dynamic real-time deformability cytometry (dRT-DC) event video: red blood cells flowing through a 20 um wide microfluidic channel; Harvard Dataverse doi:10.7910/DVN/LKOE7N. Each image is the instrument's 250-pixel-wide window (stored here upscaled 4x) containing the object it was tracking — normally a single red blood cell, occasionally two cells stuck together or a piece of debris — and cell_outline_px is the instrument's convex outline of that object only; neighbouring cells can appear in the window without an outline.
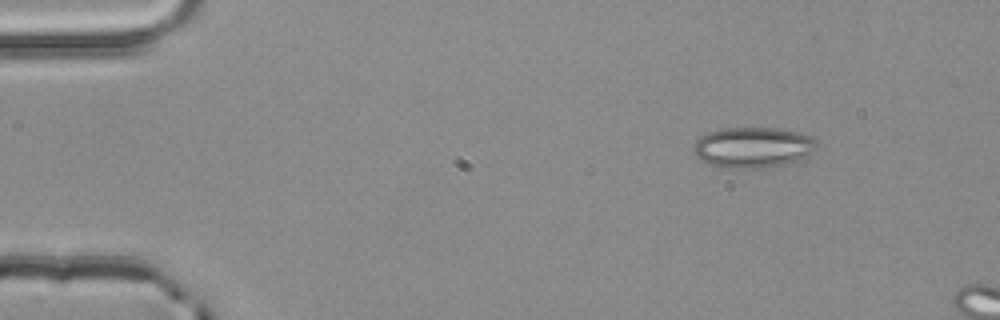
{"species": "common noctule bat (a hibernating species)", "species_latin": "Nyctalus noctula", "temperature_condition": "room temperature", "stored_images_in_passage": 2, "camera_frame_rate_fps": 3000, "um_per_image_px": 0.085, "animal": {"sex": "male", "body_mass_g": 20.4}, "frame": {"image": 1, "passage_image": 1, "time_ms": 0.0, "image_size_px": [1000, 320], "cell_outline_px": [[816, 148], [812, 152], [796, 160], [784, 164], [760, 168], [732, 168], [708, 164], [700, 160], [696, 156], [692, 148], [696, 140], [700, 136], [708, 132], [720, 128], [780, 128], [800, 132], [812, 136], [816, 140]], "centroid_in_image_um": [63.97, 12.51], "position_along_channel_um": 21.0, "area_um2": 29.25}}